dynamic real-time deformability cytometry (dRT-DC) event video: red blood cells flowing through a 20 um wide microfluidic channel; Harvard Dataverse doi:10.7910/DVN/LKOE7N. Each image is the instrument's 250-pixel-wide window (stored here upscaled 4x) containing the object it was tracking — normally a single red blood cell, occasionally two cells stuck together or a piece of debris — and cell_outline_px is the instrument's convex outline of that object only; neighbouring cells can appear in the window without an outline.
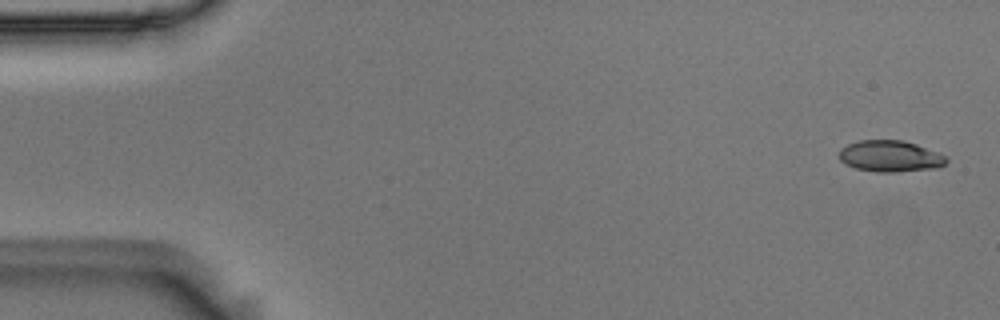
{"species": "Egyptian fruit bat (a non-hibernating species)", "species_latin": "Rousettus aegyptiacus", "temperature_condition": "room temperature", "stored_images_in_passage": 6, "camera_frame_rate_fps": 3000, "um_per_image_px": 0.085, "animal": {"sex": "male"}, "frame": {"image": 1, "passage_image": 1, "time_ms": 0.0, "image_size_px": [1000, 320], "cell_outline_px": [[948, 160], [940, 168], [896, 172], [876, 172], [856, 168], [840, 160], [840, 148], [848, 144], [860, 140], [904, 140], [916, 144], [948, 156]], "centroid_in_image_um": [75.71, 13.28], "position_along_channel_um": 9.3, "area_um2": 19.65}}